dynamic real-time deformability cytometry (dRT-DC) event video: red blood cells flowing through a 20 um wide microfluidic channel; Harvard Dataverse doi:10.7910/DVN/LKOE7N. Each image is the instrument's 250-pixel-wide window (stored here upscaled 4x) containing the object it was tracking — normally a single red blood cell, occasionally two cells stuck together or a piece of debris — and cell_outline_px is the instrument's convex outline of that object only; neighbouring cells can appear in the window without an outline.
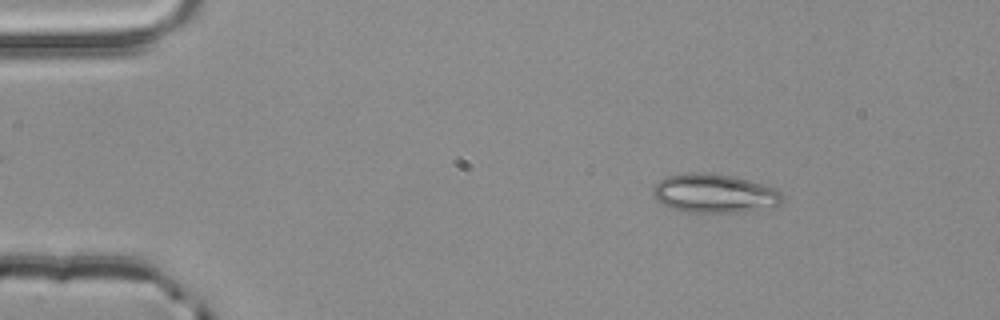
{"species": "common noctule bat (a hibernating species)", "species_latin": "Nyctalus noctula", "temperature_condition": "room temperature", "stored_images_in_passage": 54, "camera_frame_rate_fps": 3000, "um_per_image_px": 0.085, "animal": {"sex": "male", "body_mass_g": 20.4}, "frame": {"image": 1, "passage_image": 8, "time_ms": 2.333, "image_size_px": [1000, 320], "cell_outline_px": [[780, 204], [736, 212], [684, 212], [668, 208], [656, 200], [652, 196], [652, 188], [660, 180], [668, 176], [688, 172], [712, 172], [732, 176], [768, 184], [776, 188], [780, 192]], "centroid_in_image_um": [60.64, 16.41], "position_along_channel_um": 24.4, "area_um2": 29.36}}
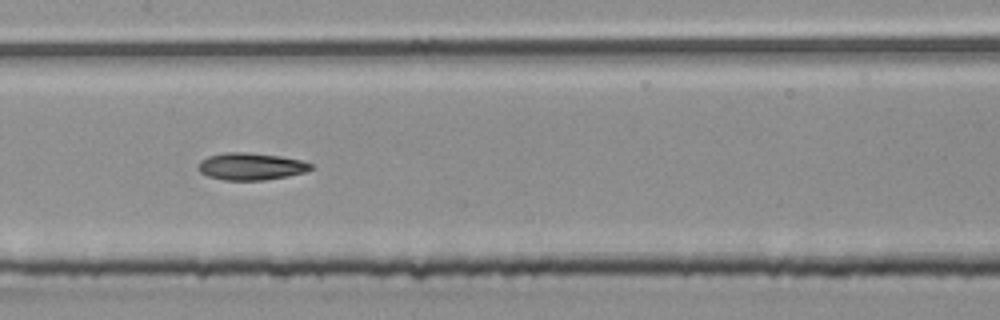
{"frame": {"image": 2, "passage_image": 27, "time_ms": 8.667, "image_size_px": [1000, 320], "cell_outline_px": [[316, 168], [304, 172], [288, 176], [264, 180], [224, 180], [208, 176], [200, 172], [196, 168], [200, 160], [208, 156], [224, 152], [248, 152], [280, 156], [300, 160], [312, 164]], "centroid_in_image_um": [21.31, 14.14], "position_along_channel_um": 186.1, "area_um2": 17.98}}
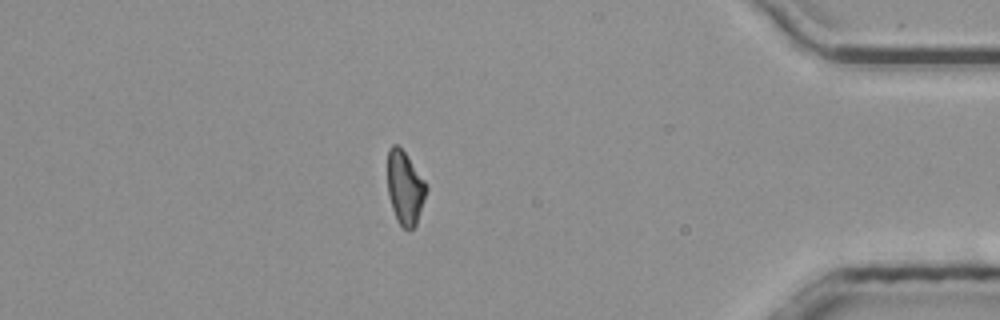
{"frame": {"image": 3, "passage_image": 47, "time_ms": 15.333, "image_size_px": [1000, 320], "cell_outline_px": [[428, 188], [416, 224], [412, 228], [404, 228], [396, 220], [388, 196], [388, 148], [392, 144], [396, 144], [404, 152], [428, 184]], "centroid_in_image_um": [34.42, 15.95], "position_along_channel_um": 400.8, "area_um2": 16.47}, "authors_computed_cell_mechanics": {"area_um2": 17.918, "velocity_mm_per_s": 3.8454, "shape_relaxation_time_tau1_ms": 5.3893, "shape_relaxation_time_tau2_ms": 5.9079, "deformation_change_tau1": 0.1458, "deformation_change_tau2": 0.1334}}